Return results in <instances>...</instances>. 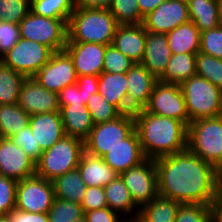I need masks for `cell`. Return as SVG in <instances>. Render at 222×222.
<instances>
[{"label":"cell","instance_id":"6da1fadb","mask_svg":"<svg viewBox=\"0 0 222 222\" xmlns=\"http://www.w3.org/2000/svg\"><path fill=\"white\" fill-rule=\"evenodd\" d=\"M154 161L161 197L181 204L211 205L220 191L218 171L188 149Z\"/></svg>","mask_w":222,"mask_h":222},{"label":"cell","instance_id":"7a4b0ae2","mask_svg":"<svg viewBox=\"0 0 222 222\" xmlns=\"http://www.w3.org/2000/svg\"><path fill=\"white\" fill-rule=\"evenodd\" d=\"M133 115L145 158L156 159L187 149V126L183 122L144 109L135 111Z\"/></svg>","mask_w":222,"mask_h":222},{"label":"cell","instance_id":"3957f363","mask_svg":"<svg viewBox=\"0 0 222 222\" xmlns=\"http://www.w3.org/2000/svg\"><path fill=\"white\" fill-rule=\"evenodd\" d=\"M118 25L109 9L75 7L67 23V42L111 45Z\"/></svg>","mask_w":222,"mask_h":222},{"label":"cell","instance_id":"277c9868","mask_svg":"<svg viewBox=\"0 0 222 222\" xmlns=\"http://www.w3.org/2000/svg\"><path fill=\"white\" fill-rule=\"evenodd\" d=\"M187 149L218 171L222 167V115L191 121L187 126Z\"/></svg>","mask_w":222,"mask_h":222},{"label":"cell","instance_id":"5b68a950","mask_svg":"<svg viewBox=\"0 0 222 222\" xmlns=\"http://www.w3.org/2000/svg\"><path fill=\"white\" fill-rule=\"evenodd\" d=\"M85 151L84 141L71 136H64L51 148L44 150L36 162V175L53 181L55 178L78 167L82 153Z\"/></svg>","mask_w":222,"mask_h":222},{"label":"cell","instance_id":"8992f818","mask_svg":"<svg viewBox=\"0 0 222 222\" xmlns=\"http://www.w3.org/2000/svg\"><path fill=\"white\" fill-rule=\"evenodd\" d=\"M189 123L222 115V89L203 77L194 75L181 85Z\"/></svg>","mask_w":222,"mask_h":222},{"label":"cell","instance_id":"52a82bcc","mask_svg":"<svg viewBox=\"0 0 222 222\" xmlns=\"http://www.w3.org/2000/svg\"><path fill=\"white\" fill-rule=\"evenodd\" d=\"M20 36L48 46L53 52L63 51L68 40L67 22L29 13L19 22Z\"/></svg>","mask_w":222,"mask_h":222},{"label":"cell","instance_id":"ba28073f","mask_svg":"<svg viewBox=\"0 0 222 222\" xmlns=\"http://www.w3.org/2000/svg\"><path fill=\"white\" fill-rule=\"evenodd\" d=\"M134 131L133 113H123L115 120L95 124L89 137L84 141L85 151L91 155L103 157Z\"/></svg>","mask_w":222,"mask_h":222},{"label":"cell","instance_id":"9c48e42d","mask_svg":"<svg viewBox=\"0 0 222 222\" xmlns=\"http://www.w3.org/2000/svg\"><path fill=\"white\" fill-rule=\"evenodd\" d=\"M54 52L43 44L29 39L20 40L1 58L7 67L26 78L33 77L50 59Z\"/></svg>","mask_w":222,"mask_h":222},{"label":"cell","instance_id":"30bf717a","mask_svg":"<svg viewBox=\"0 0 222 222\" xmlns=\"http://www.w3.org/2000/svg\"><path fill=\"white\" fill-rule=\"evenodd\" d=\"M144 110L162 117L174 118L186 126L189 125L184 94L178 84L164 83L158 80Z\"/></svg>","mask_w":222,"mask_h":222},{"label":"cell","instance_id":"8fae6325","mask_svg":"<svg viewBox=\"0 0 222 222\" xmlns=\"http://www.w3.org/2000/svg\"><path fill=\"white\" fill-rule=\"evenodd\" d=\"M55 199L52 181L33 175L16 186L15 207L32 213H47Z\"/></svg>","mask_w":222,"mask_h":222},{"label":"cell","instance_id":"7c38bea8","mask_svg":"<svg viewBox=\"0 0 222 222\" xmlns=\"http://www.w3.org/2000/svg\"><path fill=\"white\" fill-rule=\"evenodd\" d=\"M134 203L140 208L158 196L157 171L154 159L146 158L139 165L120 174Z\"/></svg>","mask_w":222,"mask_h":222},{"label":"cell","instance_id":"4fadbf2b","mask_svg":"<svg viewBox=\"0 0 222 222\" xmlns=\"http://www.w3.org/2000/svg\"><path fill=\"white\" fill-rule=\"evenodd\" d=\"M33 78L44 88L56 93L77 81L72 59L64 50L54 52Z\"/></svg>","mask_w":222,"mask_h":222},{"label":"cell","instance_id":"5bb4252c","mask_svg":"<svg viewBox=\"0 0 222 222\" xmlns=\"http://www.w3.org/2000/svg\"><path fill=\"white\" fill-rule=\"evenodd\" d=\"M190 21L188 4L180 0H166L143 18L146 31L166 34Z\"/></svg>","mask_w":222,"mask_h":222},{"label":"cell","instance_id":"9a60e30c","mask_svg":"<svg viewBox=\"0 0 222 222\" xmlns=\"http://www.w3.org/2000/svg\"><path fill=\"white\" fill-rule=\"evenodd\" d=\"M35 173L36 162L10 138H0V175L20 181Z\"/></svg>","mask_w":222,"mask_h":222},{"label":"cell","instance_id":"2e32d148","mask_svg":"<svg viewBox=\"0 0 222 222\" xmlns=\"http://www.w3.org/2000/svg\"><path fill=\"white\" fill-rule=\"evenodd\" d=\"M106 46L91 42H67L64 51L72 59L77 76H99L103 72Z\"/></svg>","mask_w":222,"mask_h":222},{"label":"cell","instance_id":"e0dca14e","mask_svg":"<svg viewBox=\"0 0 222 222\" xmlns=\"http://www.w3.org/2000/svg\"><path fill=\"white\" fill-rule=\"evenodd\" d=\"M17 104L30 116L60 111L58 93L44 88L33 77L22 83Z\"/></svg>","mask_w":222,"mask_h":222},{"label":"cell","instance_id":"ac0fdd59","mask_svg":"<svg viewBox=\"0 0 222 222\" xmlns=\"http://www.w3.org/2000/svg\"><path fill=\"white\" fill-rule=\"evenodd\" d=\"M127 74V113L144 109L158 79L141 63H135Z\"/></svg>","mask_w":222,"mask_h":222},{"label":"cell","instance_id":"d6986e66","mask_svg":"<svg viewBox=\"0 0 222 222\" xmlns=\"http://www.w3.org/2000/svg\"><path fill=\"white\" fill-rule=\"evenodd\" d=\"M145 159L136 131L103 156V160L118 175L139 165Z\"/></svg>","mask_w":222,"mask_h":222},{"label":"cell","instance_id":"ffe728a7","mask_svg":"<svg viewBox=\"0 0 222 222\" xmlns=\"http://www.w3.org/2000/svg\"><path fill=\"white\" fill-rule=\"evenodd\" d=\"M29 126L43 151L65 136L60 111L31 115Z\"/></svg>","mask_w":222,"mask_h":222},{"label":"cell","instance_id":"44dd1931","mask_svg":"<svg viewBox=\"0 0 222 222\" xmlns=\"http://www.w3.org/2000/svg\"><path fill=\"white\" fill-rule=\"evenodd\" d=\"M146 30L142 24L118 25L112 44L135 63H140L145 51Z\"/></svg>","mask_w":222,"mask_h":222},{"label":"cell","instance_id":"7402d4cb","mask_svg":"<svg viewBox=\"0 0 222 222\" xmlns=\"http://www.w3.org/2000/svg\"><path fill=\"white\" fill-rule=\"evenodd\" d=\"M171 55L166 34L146 31L145 51L140 63L157 79L164 74Z\"/></svg>","mask_w":222,"mask_h":222},{"label":"cell","instance_id":"603a6c76","mask_svg":"<svg viewBox=\"0 0 222 222\" xmlns=\"http://www.w3.org/2000/svg\"><path fill=\"white\" fill-rule=\"evenodd\" d=\"M77 169L87 187H105L118 176L103 157L91 155L86 151L82 153Z\"/></svg>","mask_w":222,"mask_h":222},{"label":"cell","instance_id":"cb8c5ba5","mask_svg":"<svg viewBox=\"0 0 222 222\" xmlns=\"http://www.w3.org/2000/svg\"><path fill=\"white\" fill-rule=\"evenodd\" d=\"M98 77V93L122 114L127 113V74L102 72Z\"/></svg>","mask_w":222,"mask_h":222},{"label":"cell","instance_id":"d4e9b609","mask_svg":"<svg viewBox=\"0 0 222 222\" xmlns=\"http://www.w3.org/2000/svg\"><path fill=\"white\" fill-rule=\"evenodd\" d=\"M66 136L85 141L94 127L92 116L86 105H67L60 108Z\"/></svg>","mask_w":222,"mask_h":222},{"label":"cell","instance_id":"484cf974","mask_svg":"<svg viewBox=\"0 0 222 222\" xmlns=\"http://www.w3.org/2000/svg\"><path fill=\"white\" fill-rule=\"evenodd\" d=\"M104 193L108 207L121 217L134 218L138 216L139 207L134 203L130 191L120 175L104 187Z\"/></svg>","mask_w":222,"mask_h":222},{"label":"cell","instance_id":"4316f807","mask_svg":"<svg viewBox=\"0 0 222 222\" xmlns=\"http://www.w3.org/2000/svg\"><path fill=\"white\" fill-rule=\"evenodd\" d=\"M200 33L192 21L181 24L166 33L171 54H197L200 52Z\"/></svg>","mask_w":222,"mask_h":222},{"label":"cell","instance_id":"83f0119b","mask_svg":"<svg viewBox=\"0 0 222 222\" xmlns=\"http://www.w3.org/2000/svg\"><path fill=\"white\" fill-rule=\"evenodd\" d=\"M180 204L158 195L139 208L138 222H174Z\"/></svg>","mask_w":222,"mask_h":222},{"label":"cell","instance_id":"f1b7e54d","mask_svg":"<svg viewBox=\"0 0 222 222\" xmlns=\"http://www.w3.org/2000/svg\"><path fill=\"white\" fill-rule=\"evenodd\" d=\"M196 54H172L164 74L158 79L164 83L181 85L196 75Z\"/></svg>","mask_w":222,"mask_h":222},{"label":"cell","instance_id":"f546056e","mask_svg":"<svg viewBox=\"0 0 222 222\" xmlns=\"http://www.w3.org/2000/svg\"><path fill=\"white\" fill-rule=\"evenodd\" d=\"M52 184L55 198L76 203H81L87 189L77 168L55 178Z\"/></svg>","mask_w":222,"mask_h":222},{"label":"cell","instance_id":"4dcf8cb0","mask_svg":"<svg viewBox=\"0 0 222 222\" xmlns=\"http://www.w3.org/2000/svg\"><path fill=\"white\" fill-rule=\"evenodd\" d=\"M188 11L190 21L200 32L221 25L217 0H191L188 3Z\"/></svg>","mask_w":222,"mask_h":222},{"label":"cell","instance_id":"1f68e13d","mask_svg":"<svg viewBox=\"0 0 222 222\" xmlns=\"http://www.w3.org/2000/svg\"><path fill=\"white\" fill-rule=\"evenodd\" d=\"M30 115L18 104L0 105V138H10L29 125Z\"/></svg>","mask_w":222,"mask_h":222},{"label":"cell","instance_id":"d6a6232c","mask_svg":"<svg viewBox=\"0 0 222 222\" xmlns=\"http://www.w3.org/2000/svg\"><path fill=\"white\" fill-rule=\"evenodd\" d=\"M75 0H30V11L43 17L64 19L74 12Z\"/></svg>","mask_w":222,"mask_h":222},{"label":"cell","instance_id":"836d02e7","mask_svg":"<svg viewBox=\"0 0 222 222\" xmlns=\"http://www.w3.org/2000/svg\"><path fill=\"white\" fill-rule=\"evenodd\" d=\"M25 76L0 61V105L17 104Z\"/></svg>","mask_w":222,"mask_h":222},{"label":"cell","instance_id":"e575fe53","mask_svg":"<svg viewBox=\"0 0 222 222\" xmlns=\"http://www.w3.org/2000/svg\"><path fill=\"white\" fill-rule=\"evenodd\" d=\"M196 75L222 89V60L201 52L196 54Z\"/></svg>","mask_w":222,"mask_h":222},{"label":"cell","instance_id":"d590c367","mask_svg":"<svg viewBox=\"0 0 222 222\" xmlns=\"http://www.w3.org/2000/svg\"><path fill=\"white\" fill-rule=\"evenodd\" d=\"M109 11L119 25L142 24L143 22L137 0H112Z\"/></svg>","mask_w":222,"mask_h":222},{"label":"cell","instance_id":"8d00e7d4","mask_svg":"<svg viewBox=\"0 0 222 222\" xmlns=\"http://www.w3.org/2000/svg\"><path fill=\"white\" fill-rule=\"evenodd\" d=\"M49 222H73L84 216L80 203L55 198L47 212Z\"/></svg>","mask_w":222,"mask_h":222},{"label":"cell","instance_id":"74e56055","mask_svg":"<svg viewBox=\"0 0 222 222\" xmlns=\"http://www.w3.org/2000/svg\"><path fill=\"white\" fill-rule=\"evenodd\" d=\"M94 124L117 119L122 113L112 104L106 102L99 94H93L86 103Z\"/></svg>","mask_w":222,"mask_h":222},{"label":"cell","instance_id":"f35d334b","mask_svg":"<svg viewBox=\"0 0 222 222\" xmlns=\"http://www.w3.org/2000/svg\"><path fill=\"white\" fill-rule=\"evenodd\" d=\"M134 64V61L122 54L113 44L106 46L103 72L127 73Z\"/></svg>","mask_w":222,"mask_h":222},{"label":"cell","instance_id":"ab89813d","mask_svg":"<svg viewBox=\"0 0 222 222\" xmlns=\"http://www.w3.org/2000/svg\"><path fill=\"white\" fill-rule=\"evenodd\" d=\"M174 222H212L211 205L180 204Z\"/></svg>","mask_w":222,"mask_h":222},{"label":"cell","instance_id":"60d3db41","mask_svg":"<svg viewBox=\"0 0 222 222\" xmlns=\"http://www.w3.org/2000/svg\"><path fill=\"white\" fill-rule=\"evenodd\" d=\"M29 11L30 0H0V21L19 24Z\"/></svg>","mask_w":222,"mask_h":222},{"label":"cell","instance_id":"b9f144b4","mask_svg":"<svg viewBox=\"0 0 222 222\" xmlns=\"http://www.w3.org/2000/svg\"><path fill=\"white\" fill-rule=\"evenodd\" d=\"M200 52L222 60V25L200 33Z\"/></svg>","mask_w":222,"mask_h":222},{"label":"cell","instance_id":"7bdbcfd3","mask_svg":"<svg viewBox=\"0 0 222 222\" xmlns=\"http://www.w3.org/2000/svg\"><path fill=\"white\" fill-rule=\"evenodd\" d=\"M10 139L14 142L15 145L21 147L22 150L35 162L40 159L43 150L39 146V143H36L35 136L32 133L31 127L29 125L16 134L12 135Z\"/></svg>","mask_w":222,"mask_h":222},{"label":"cell","instance_id":"ee69618b","mask_svg":"<svg viewBox=\"0 0 222 222\" xmlns=\"http://www.w3.org/2000/svg\"><path fill=\"white\" fill-rule=\"evenodd\" d=\"M17 183L15 179L0 175V215H6L15 208Z\"/></svg>","mask_w":222,"mask_h":222},{"label":"cell","instance_id":"f6af8a7d","mask_svg":"<svg viewBox=\"0 0 222 222\" xmlns=\"http://www.w3.org/2000/svg\"><path fill=\"white\" fill-rule=\"evenodd\" d=\"M19 25L0 21V58L20 40Z\"/></svg>","mask_w":222,"mask_h":222},{"label":"cell","instance_id":"bcb514c9","mask_svg":"<svg viewBox=\"0 0 222 222\" xmlns=\"http://www.w3.org/2000/svg\"><path fill=\"white\" fill-rule=\"evenodd\" d=\"M80 205L84 212L108 207L104 187L88 186Z\"/></svg>","mask_w":222,"mask_h":222},{"label":"cell","instance_id":"7dc6e473","mask_svg":"<svg viewBox=\"0 0 222 222\" xmlns=\"http://www.w3.org/2000/svg\"><path fill=\"white\" fill-rule=\"evenodd\" d=\"M59 108L67 105H85V94L79 90L78 85L72 84L58 92Z\"/></svg>","mask_w":222,"mask_h":222},{"label":"cell","instance_id":"c3c4849f","mask_svg":"<svg viewBox=\"0 0 222 222\" xmlns=\"http://www.w3.org/2000/svg\"><path fill=\"white\" fill-rule=\"evenodd\" d=\"M8 222H49L47 213H32L17 209L10 210L6 215Z\"/></svg>","mask_w":222,"mask_h":222},{"label":"cell","instance_id":"681fc988","mask_svg":"<svg viewBox=\"0 0 222 222\" xmlns=\"http://www.w3.org/2000/svg\"><path fill=\"white\" fill-rule=\"evenodd\" d=\"M84 216L87 222H119L122 217L109 207L85 211Z\"/></svg>","mask_w":222,"mask_h":222},{"label":"cell","instance_id":"f907efd6","mask_svg":"<svg viewBox=\"0 0 222 222\" xmlns=\"http://www.w3.org/2000/svg\"><path fill=\"white\" fill-rule=\"evenodd\" d=\"M98 80L99 77L95 75L77 76L76 84L79 90L85 94V105L93 94L98 93Z\"/></svg>","mask_w":222,"mask_h":222},{"label":"cell","instance_id":"816d5d0a","mask_svg":"<svg viewBox=\"0 0 222 222\" xmlns=\"http://www.w3.org/2000/svg\"><path fill=\"white\" fill-rule=\"evenodd\" d=\"M112 0H75V7L109 9Z\"/></svg>","mask_w":222,"mask_h":222},{"label":"cell","instance_id":"f5cc1de1","mask_svg":"<svg viewBox=\"0 0 222 222\" xmlns=\"http://www.w3.org/2000/svg\"><path fill=\"white\" fill-rule=\"evenodd\" d=\"M212 222H222V191L220 190L211 204Z\"/></svg>","mask_w":222,"mask_h":222},{"label":"cell","instance_id":"db71d44e","mask_svg":"<svg viewBox=\"0 0 222 222\" xmlns=\"http://www.w3.org/2000/svg\"><path fill=\"white\" fill-rule=\"evenodd\" d=\"M164 1L166 0H137L141 16L144 18Z\"/></svg>","mask_w":222,"mask_h":222},{"label":"cell","instance_id":"11a10c76","mask_svg":"<svg viewBox=\"0 0 222 222\" xmlns=\"http://www.w3.org/2000/svg\"><path fill=\"white\" fill-rule=\"evenodd\" d=\"M218 185L219 189L222 191V167L218 170Z\"/></svg>","mask_w":222,"mask_h":222},{"label":"cell","instance_id":"9f6ffc18","mask_svg":"<svg viewBox=\"0 0 222 222\" xmlns=\"http://www.w3.org/2000/svg\"><path fill=\"white\" fill-rule=\"evenodd\" d=\"M218 11L220 16V24L222 25V0H217Z\"/></svg>","mask_w":222,"mask_h":222},{"label":"cell","instance_id":"6f0895ef","mask_svg":"<svg viewBox=\"0 0 222 222\" xmlns=\"http://www.w3.org/2000/svg\"><path fill=\"white\" fill-rule=\"evenodd\" d=\"M119 222H138V219H137V217H134V218H129L128 217V219H126L124 217V219L122 218Z\"/></svg>","mask_w":222,"mask_h":222},{"label":"cell","instance_id":"680465c9","mask_svg":"<svg viewBox=\"0 0 222 222\" xmlns=\"http://www.w3.org/2000/svg\"><path fill=\"white\" fill-rule=\"evenodd\" d=\"M73 222H87V221H86L85 216H83V217H81V218H79L77 220H74Z\"/></svg>","mask_w":222,"mask_h":222},{"label":"cell","instance_id":"91938a15","mask_svg":"<svg viewBox=\"0 0 222 222\" xmlns=\"http://www.w3.org/2000/svg\"><path fill=\"white\" fill-rule=\"evenodd\" d=\"M0 222H8L5 215H0Z\"/></svg>","mask_w":222,"mask_h":222},{"label":"cell","instance_id":"94428289","mask_svg":"<svg viewBox=\"0 0 222 222\" xmlns=\"http://www.w3.org/2000/svg\"><path fill=\"white\" fill-rule=\"evenodd\" d=\"M180 1L185 2V3L188 4L191 0H180Z\"/></svg>","mask_w":222,"mask_h":222}]
</instances>
